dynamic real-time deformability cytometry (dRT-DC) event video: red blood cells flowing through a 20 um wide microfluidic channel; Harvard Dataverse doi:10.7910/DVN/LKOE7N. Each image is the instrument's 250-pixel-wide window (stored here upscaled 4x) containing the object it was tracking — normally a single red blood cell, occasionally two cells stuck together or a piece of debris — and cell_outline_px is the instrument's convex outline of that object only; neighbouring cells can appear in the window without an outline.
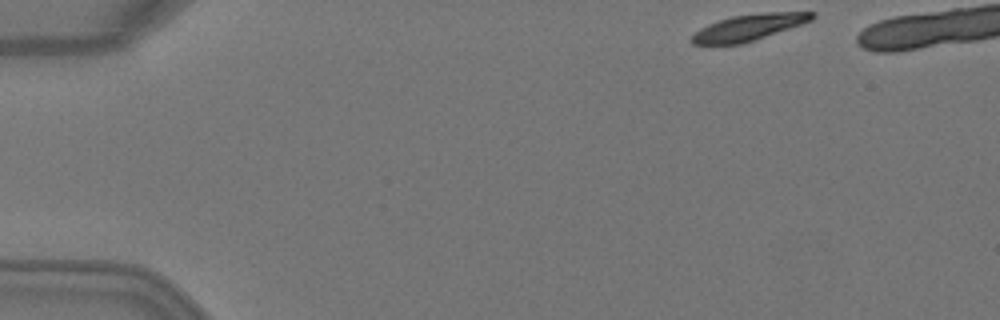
{"species": "Egyptian fruit bat (a non-hibernating species)", "species_latin": "Rousettus aegyptiacus", "temperature_condition": "warm", "stored_images_in_passage": 4, "camera_frame_rate_fps": 3000, "um_per_image_px": 0.085, "animal": {"sex": "female"}, "frame": {"image": 1, "passage_image": 1, "time_ms": 0.0, "image_size_px": [1000, 320], "cell_outline_px": [[816, 16], [812, 20], [740, 44], [692, 44], [692, 36], [700, 28], [708, 24], [732, 16], [764, 12], [816, 12]], "centroid_in_image_um": [63.64, 2.31], "position_along_channel_um": 21.4, "area_um2": 17.86}}